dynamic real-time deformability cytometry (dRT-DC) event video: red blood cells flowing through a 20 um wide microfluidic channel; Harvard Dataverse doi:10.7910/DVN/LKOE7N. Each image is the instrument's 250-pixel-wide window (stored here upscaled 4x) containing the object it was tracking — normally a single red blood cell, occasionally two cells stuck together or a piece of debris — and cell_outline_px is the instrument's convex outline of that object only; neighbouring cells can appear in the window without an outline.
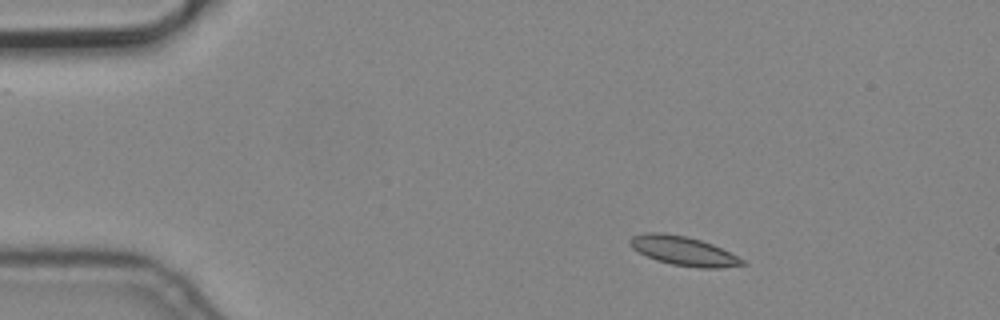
{"species": "common noctule bat (a hibernating species)", "species_latin": "Nyctalus noctula", "temperature_condition": "cold", "stored_images_in_passage": 4, "camera_frame_rate_fps": 3000, "um_per_image_px": 0.085, "animal": {"sex": "male", "body_mass_g": 19.2, "forearm_length_mm": 51.8}, "frame": {"image": 1, "passage_image": 1, "time_ms": 0.0, "image_size_px": [1000, 320], "cell_outline_px": [[748, 264], [720, 268], [700, 268], [672, 264], [656, 260], [632, 248], [628, 240], [632, 236], [648, 232], [660, 232], [684, 236], [700, 240], [712, 244], [744, 260]], "centroid_in_image_um": [58.08, 21.33], "position_along_channel_um": 26.9, "area_um2": 18.79}}
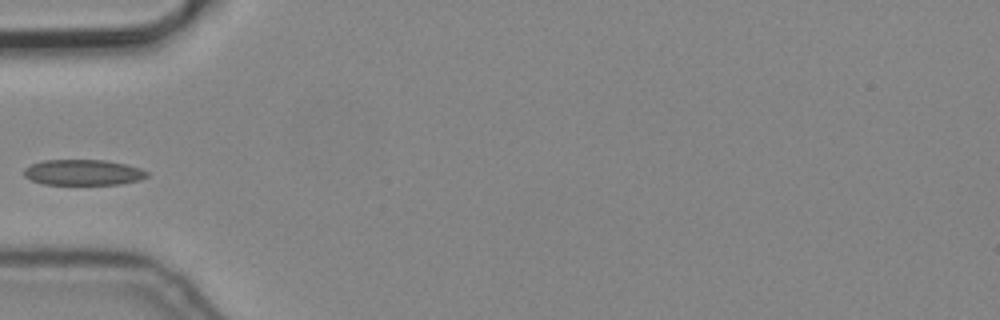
{"frame": {"image": 2, "passage_image": 4, "time_ms": 1.0, "image_size_px": [1000, 320], "cell_outline_px": [[148, 176], [140, 180], [120, 184], [44, 184], [32, 180], [24, 176], [24, 168], [32, 164], [44, 160], [104, 160], [124, 164], [140, 168], [148, 172]], "centroid_in_image_um": [7.07, 14.65], "position_along_channel_um": 77.9, "area_um2": 18.26}}